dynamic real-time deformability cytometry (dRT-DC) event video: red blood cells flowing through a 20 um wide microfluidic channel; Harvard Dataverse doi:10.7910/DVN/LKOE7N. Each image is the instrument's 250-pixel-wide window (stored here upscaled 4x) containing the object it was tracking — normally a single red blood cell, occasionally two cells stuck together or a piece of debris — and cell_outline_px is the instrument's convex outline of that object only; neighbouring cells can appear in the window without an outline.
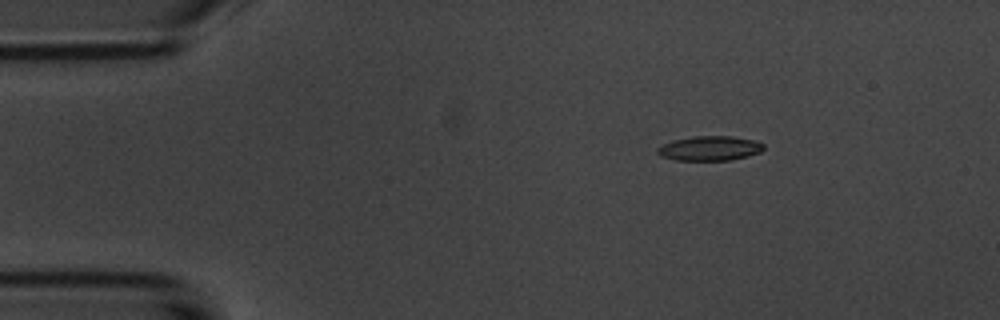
{"species": "common noctule bat (a hibernating species)", "species_latin": "Nyctalus noctula", "temperature_condition": "room temperature", "stored_images_in_passage": 54, "camera_frame_rate_fps": 3000, "um_per_image_px": 0.085, "animal": {"sex": "male", "body_mass_g": 20.1, "forearm_length_mm": 53.5}, "frame": {"image": 1, "passage_image": 8, "time_ms": 2.333, "image_size_px": [1000, 320], "cell_outline_px": [[764, 148], [760, 152], [748, 156], [732, 160], [676, 160], [660, 156], [656, 152], [656, 148], [672, 140], [692, 136], [732, 136], [752, 140], [764, 144]], "centroid_in_image_um": [60.3, 12.61], "position_along_channel_um": 24.7, "area_um2": 15.26}}
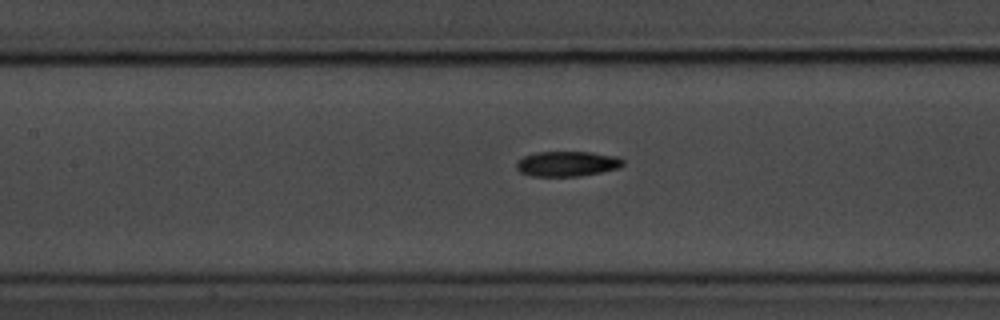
{"frame": {"image": 2, "passage_image": 24, "time_ms": 7.667, "image_size_px": [1000, 320], "cell_outline_px": [[624, 164], [620, 168], [580, 176], [532, 176], [520, 172], [516, 168], [516, 164], [524, 156], [536, 152], [592, 152], [616, 156], [624, 160]], "centroid_in_image_um": [48.23, 13.92], "position_along_channel_um": 159.2, "area_um2": 15.61}}
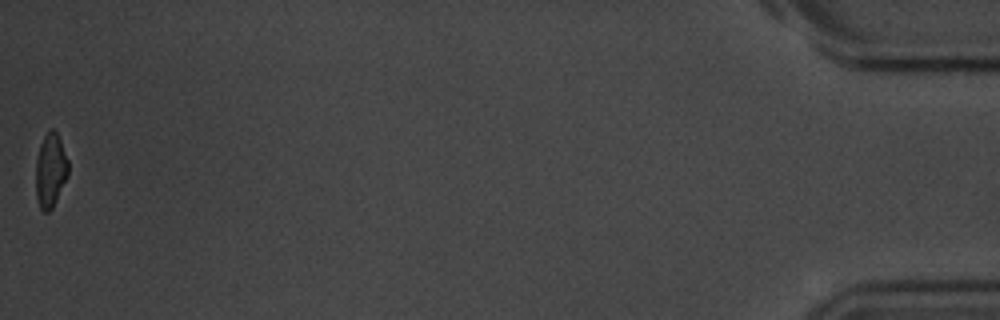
{"frame": {"image": 3, "passage_image": 54, "time_ms": 17.667, "image_size_px": [1000, 320], "cell_outline_px": [[68, 176], [52, 208], [48, 212], [44, 212], [40, 208], [36, 200], [36, 156], [40, 144], [48, 128], [52, 128], [56, 132], [60, 140], [68, 160]], "centroid_in_image_um": [4.28, 14.47], "position_along_channel_um": 430.9, "area_um2": 14.1}, "authors_computed_cell_mechanics": {"area_um2": 15.3748, "velocity_mm_per_s": 3.7032, "shape_relaxation_time_tau1_ms": 4.3255, "shape_relaxation_time_tau2_ms": 3.5948, "deformation_change_tau1": 0.1608, "deformation_change_tau2": 0.1146}}